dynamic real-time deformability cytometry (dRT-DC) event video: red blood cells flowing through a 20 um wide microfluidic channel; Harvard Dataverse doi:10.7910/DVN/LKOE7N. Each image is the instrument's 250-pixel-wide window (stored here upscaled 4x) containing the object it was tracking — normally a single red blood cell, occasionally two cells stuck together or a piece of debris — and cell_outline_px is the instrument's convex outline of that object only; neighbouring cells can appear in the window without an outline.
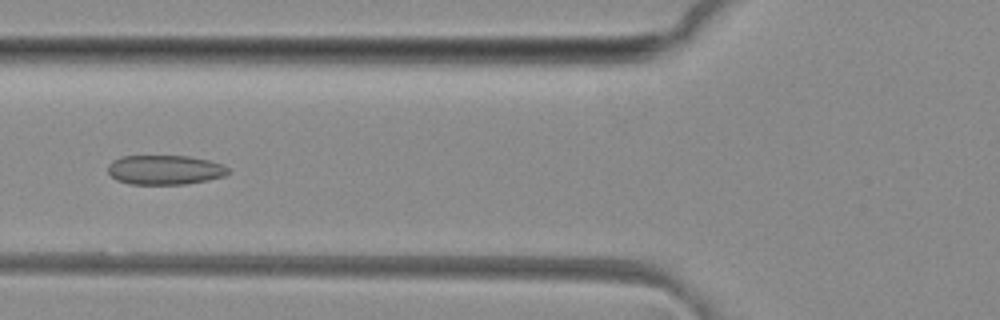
{"species": "common noctule bat (a hibernating species)", "species_latin": "Nyctalus noctula", "temperature_condition": "room temperature", "stored_images_in_passage": 50, "camera_frame_rate_fps": 3000, "um_per_image_px": 0.085, "animal": {"sex": "female", "body_mass_g": 29.2, "forearm_length_mm": 56.3}, "frame": {"image": 1, "passage_image": 19, "time_ms": 6.0, "image_size_px": [1000, 320], "cell_outline_px": [[232, 172], [224, 176], [208, 180], [184, 184], [128, 184], [116, 180], [108, 172], [108, 164], [112, 160], [120, 156], [188, 156], [208, 160], [224, 164]], "centroid_in_image_um": [14.02, 14.43], "position_along_channel_um": 111.8, "area_um2": 20.87}}
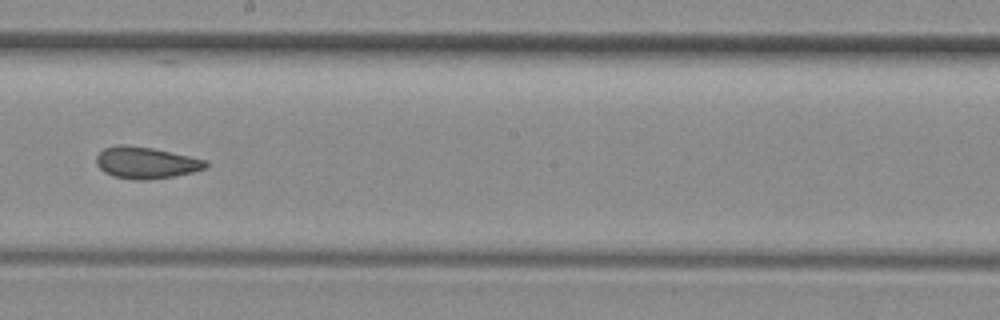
{"frame": {"image": 2, "passage_image": 28, "time_ms": 9.0, "image_size_px": [1000, 320], "cell_outline_px": [[208, 164], [204, 168], [192, 172], [172, 176], [148, 180], [132, 180], [112, 176], [104, 172], [96, 164], [96, 156], [104, 148], [120, 144], [124, 144], [152, 148], [208, 160]], "centroid_in_image_um": [12.37, 13.83], "position_along_channel_um": 235.8, "area_um2": 20.17}}
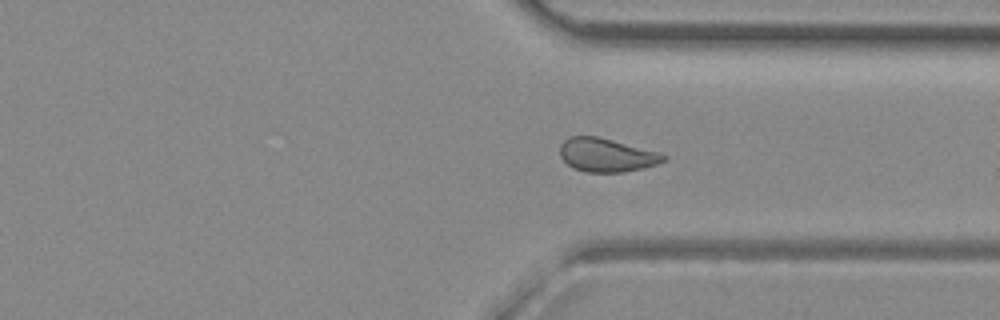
{"frame": {"image": 3, "passage_image": 37, "time_ms": 12.0, "image_size_px": [1000, 320], "cell_outline_px": [[668, 156], [664, 160], [656, 164], [644, 168], [624, 172], [588, 172], [572, 168], [560, 156], [560, 144], [568, 136], [596, 136], [660, 152]], "centroid_in_image_um": [51.54, 13.18], "position_along_channel_um": 359.9, "area_um2": 20.23}, "authors_computed_cell_mechanics": {"area_um2": 20.9814, "velocity_mm_per_s": 4.1343, "shape_relaxation_time_tau1_ms": null, "shape_relaxation_time_tau2_ms": 1.9043, "deformation_change_tau1": null, "deformation_change_tau2": 0.0639}}